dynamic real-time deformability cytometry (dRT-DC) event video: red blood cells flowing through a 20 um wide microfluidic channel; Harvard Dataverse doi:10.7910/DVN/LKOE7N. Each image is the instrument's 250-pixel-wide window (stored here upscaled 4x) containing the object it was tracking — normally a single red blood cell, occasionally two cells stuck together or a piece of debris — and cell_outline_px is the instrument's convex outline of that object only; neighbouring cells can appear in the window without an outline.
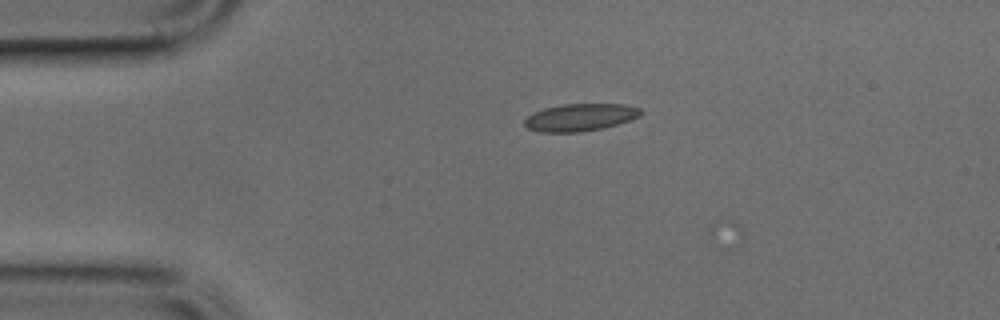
{"species": "common noctule bat (a hibernating species)", "species_latin": "Nyctalus noctula", "temperature_condition": "cold", "stored_images_in_passage": 4, "camera_frame_rate_fps": 3000, "um_per_image_px": 0.085, "animal": {"sex": "male", "body_mass_g": 17.9, "forearm_length_mm": 54.2}, "frame": {"image": 1, "passage_image": 2, "time_ms": 0.333, "image_size_px": [1000, 320], "cell_outline_px": [[644, 112], [640, 116], [604, 128], [580, 132], [540, 132], [528, 128], [524, 124], [524, 120], [532, 112], [544, 108], [564, 104], [624, 104], [640, 108]], "centroid_in_image_um": [49.31, 9.97], "position_along_channel_um": 35.7, "area_um2": 18.55}}